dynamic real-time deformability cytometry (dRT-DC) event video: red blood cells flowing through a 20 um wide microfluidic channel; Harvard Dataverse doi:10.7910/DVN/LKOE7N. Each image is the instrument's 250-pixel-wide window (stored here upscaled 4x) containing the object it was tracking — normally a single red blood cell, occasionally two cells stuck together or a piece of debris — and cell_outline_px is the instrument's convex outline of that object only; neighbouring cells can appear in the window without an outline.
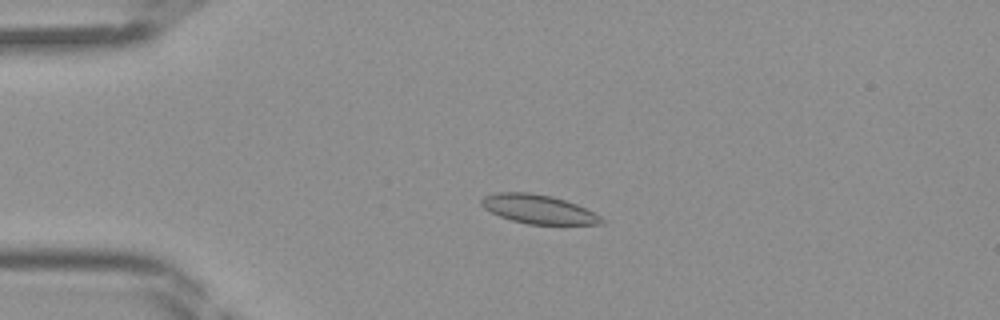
{"species": "Egyptian fruit bat (a non-hibernating species)", "species_latin": "Rousettus aegyptiacus", "temperature_condition": "room temperature", "stored_images_in_passage": 35, "camera_frame_rate_fps": 3000, "um_per_image_px": 0.085, "frame": {"image": 1, "passage_image": 1, "time_ms": 0.0, "image_size_px": [1000, 320], "cell_outline_px": [[608, 220], [604, 224], [528, 224], [512, 220], [500, 216], [484, 208], [480, 204], [480, 200], [484, 196], [496, 192], [532, 192], [552, 196], [576, 204]], "centroid_in_image_um": [45.76, 17.77], "position_along_channel_um": 39.2, "area_um2": 20.23}}
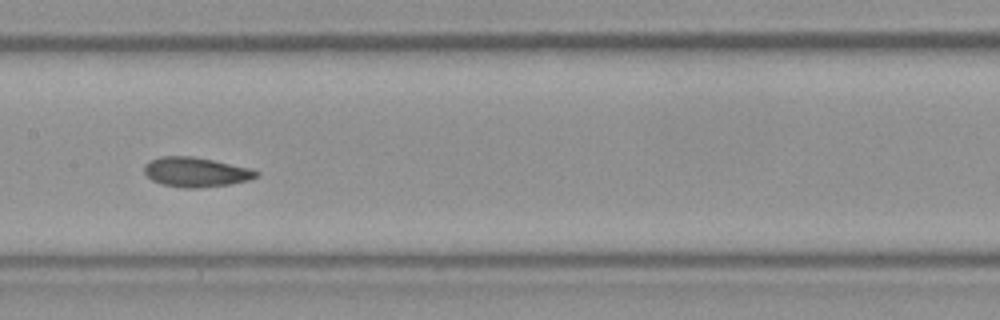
{"frame": {"image": 2, "passage_image": 13, "time_ms": 4.0, "image_size_px": [1000, 320], "cell_outline_px": [[260, 172], [256, 176], [248, 180], [228, 184], [200, 188], [184, 188], [160, 184], [152, 180], [144, 172], [144, 164], [148, 160], [160, 156], [192, 156], [252, 168]], "centroid_in_image_um": [16.61, 14.62], "position_along_channel_um": 190.8, "area_um2": 19.42}}
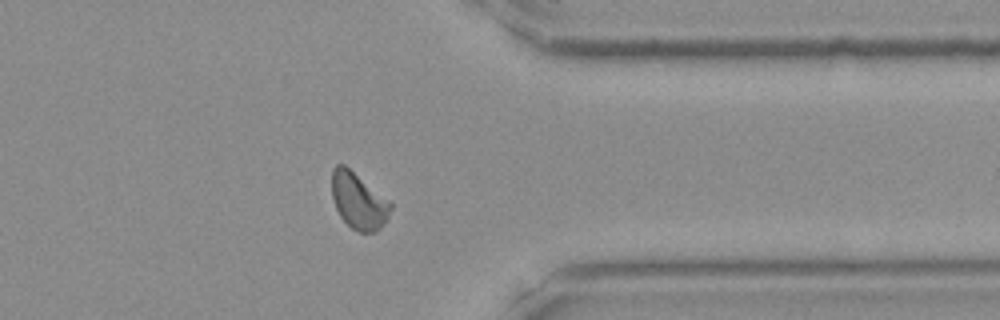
{"frame": {"image": 3, "passage_image": 26, "time_ms": 8.333, "image_size_px": [1000, 320], "cell_outline_px": [[392, 208], [384, 224], [376, 232], [360, 232], [352, 228], [340, 216], [336, 208], [332, 196], [332, 168], [336, 164], [344, 164], [392, 204]], "centroid_in_image_um": [30.45, 17.08], "position_along_channel_um": 380.9, "area_um2": 18.9}}